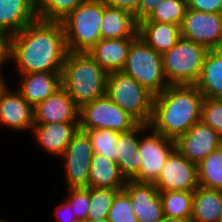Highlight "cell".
Here are the masks:
<instances>
[{
    "label": "cell",
    "instance_id": "1",
    "mask_svg": "<svg viewBox=\"0 0 222 222\" xmlns=\"http://www.w3.org/2000/svg\"><path fill=\"white\" fill-rule=\"evenodd\" d=\"M68 53L61 21L36 18L6 39L5 61L17 74L61 72Z\"/></svg>",
    "mask_w": 222,
    "mask_h": 222
},
{
    "label": "cell",
    "instance_id": "2",
    "mask_svg": "<svg viewBox=\"0 0 222 222\" xmlns=\"http://www.w3.org/2000/svg\"><path fill=\"white\" fill-rule=\"evenodd\" d=\"M204 96L195 85H169L155 95L150 126L176 140L201 120Z\"/></svg>",
    "mask_w": 222,
    "mask_h": 222
},
{
    "label": "cell",
    "instance_id": "3",
    "mask_svg": "<svg viewBox=\"0 0 222 222\" xmlns=\"http://www.w3.org/2000/svg\"><path fill=\"white\" fill-rule=\"evenodd\" d=\"M106 79L107 72L87 52L68 51L61 87L79 108L106 95Z\"/></svg>",
    "mask_w": 222,
    "mask_h": 222
},
{
    "label": "cell",
    "instance_id": "4",
    "mask_svg": "<svg viewBox=\"0 0 222 222\" xmlns=\"http://www.w3.org/2000/svg\"><path fill=\"white\" fill-rule=\"evenodd\" d=\"M103 0H85L61 20L69 52H88L100 39Z\"/></svg>",
    "mask_w": 222,
    "mask_h": 222
},
{
    "label": "cell",
    "instance_id": "5",
    "mask_svg": "<svg viewBox=\"0 0 222 222\" xmlns=\"http://www.w3.org/2000/svg\"><path fill=\"white\" fill-rule=\"evenodd\" d=\"M106 95L138 123H150L155 95L123 71L107 73Z\"/></svg>",
    "mask_w": 222,
    "mask_h": 222
},
{
    "label": "cell",
    "instance_id": "6",
    "mask_svg": "<svg viewBox=\"0 0 222 222\" xmlns=\"http://www.w3.org/2000/svg\"><path fill=\"white\" fill-rule=\"evenodd\" d=\"M209 49L194 41L180 38L162 54L163 72L169 85H194L200 77Z\"/></svg>",
    "mask_w": 222,
    "mask_h": 222
},
{
    "label": "cell",
    "instance_id": "7",
    "mask_svg": "<svg viewBox=\"0 0 222 222\" xmlns=\"http://www.w3.org/2000/svg\"><path fill=\"white\" fill-rule=\"evenodd\" d=\"M122 71L154 95L169 86L163 72L162 54L152 49L139 37L131 43Z\"/></svg>",
    "mask_w": 222,
    "mask_h": 222
},
{
    "label": "cell",
    "instance_id": "8",
    "mask_svg": "<svg viewBox=\"0 0 222 222\" xmlns=\"http://www.w3.org/2000/svg\"><path fill=\"white\" fill-rule=\"evenodd\" d=\"M145 134L144 132L147 133ZM144 137H143V135ZM140 172L132 179L138 182L154 183L168 156L175 149V140L154 131L150 126L139 123Z\"/></svg>",
    "mask_w": 222,
    "mask_h": 222
},
{
    "label": "cell",
    "instance_id": "9",
    "mask_svg": "<svg viewBox=\"0 0 222 222\" xmlns=\"http://www.w3.org/2000/svg\"><path fill=\"white\" fill-rule=\"evenodd\" d=\"M138 122L116 105L107 95L79 108V128L111 129L124 132L133 129Z\"/></svg>",
    "mask_w": 222,
    "mask_h": 222
},
{
    "label": "cell",
    "instance_id": "10",
    "mask_svg": "<svg viewBox=\"0 0 222 222\" xmlns=\"http://www.w3.org/2000/svg\"><path fill=\"white\" fill-rule=\"evenodd\" d=\"M92 156L91 140L85 131L79 129L60 158L64 164L67 188L88 187Z\"/></svg>",
    "mask_w": 222,
    "mask_h": 222
},
{
    "label": "cell",
    "instance_id": "11",
    "mask_svg": "<svg viewBox=\"0 0 222 222\" xmlns=\"http://www.w3.org/2000/svg\"><path fill=\"white\" fill-rule=\"evenodd\" d=\"M181 37L206 46L209 50L222 45V13L186 9L180 26Z\"/></svg>",
    "mask_w": 222,
    "mask_h": 222
},
{
    "label": "cell",
    "instance_id": "12",
    "mask_svg": "<svg viewBox=\"0 0 222 222\" xmlns=\"http://www.w3.org/2000/svg\"><path fill=\"white\" fill-rule=\"evenodd\" d=\"M154 184L159 191H194L199 186L197 165L174 149Z\"/></svg>",
    "mask_w": 222,
    "mask_h": 222
},
{
    "label": "cell",
    "instance_id": "13",
    "mask_svg": "<svg viewBox=\"0 0 222 222\" xmlns=\"http://www.w3.org/2000/svg\"><path fill=\"white\" fill-rule=\"evenodd\" d=\"M220 146L221 136L202 120L175 140V149L196 165Z\"/></svg>",
    "mask_w": 222,
    "mask_h": 222
},
{
    "label": "cell",
    "instance_id": "14",
    "mask_svg": "<svg viewBox=\"0 0 222 222\" xmlns=\"http://www.w3.org/2000/svg\"><path fill=\"white\" fill-rule=\"evenodd\" d=\"M16 132L30 133L34 125L33 107L20 92L11 89L7 82L0 90V126Z\"/></svg>",
    "mask_w": 222,
    "mask_h": 222
},
{
    "label": "cell",
    "instance_id": "15",
    "mask_svg": "<svg viewBox=\"0 0 222 222\" xmlns=\"http://www.w3.org/2000/svg\"><path fill=\"white\" fill-rule=\"evenodd\" d=\"M123 190L138 222H160L163 218L162 200L154 183L126 180Z\"/></svg>",
    "mask_w": 222,
    "mask_h": 222
},
{
    "label": "cell",
    "instance_id": "16",
    "mask_svg": "<svg viewBox=\"0 0 222 222\" xmlns=\"http://www.w3.org/2000/svg\"><path fill=\"white\" fill-rule=\"evenodd\" d=\"M79 129V122L34 123L30 133L45 153L60 158Z\"/></svg>",
    "mask_w": 222,
    "mask_h": 222
},
{
    "label": "cell",
    "instance_id": "17",
    "mask_svg": "<svg viewBox=\"0 0 222 222\" xmlns=\"http://www.w3.org/2000/svg\"><path fill=\"white\" fill-rule=\"evenodd\" d=\"M34 123L79 122V107L61 87L33 108Z\"/></svg>",
    "mask_w": 222,
    "mask_h": 222
},
{
    "label": "cell",
    "instance_id": "18",
    "mask_svg": "<svg viewBox=\"0 0 222 222\" xmlns=\"http://www.w3.org/2000/svg\"><path fill=\"white\" fill-rule=\"evenodd\" d=\"M36 18L34 0H0V35L5 40Z\"/></svg>",
    "mask_w": 222,
    "mask_h": 222
},
{
    "label": "cell",
    "instance_id": "19",
    "mask_svg": "<svg viewBox=\"0 0 222 222\" xmlns=\"http://www.w3.org/2000/svg\"><path fill=\"white\" fill-rule=\"evenodd\" d=\"M17 90L34 108L61 88V72H34L19 74Z\"/></svg>",
    "mask_w": 222,
    "mask_h": 222
},
{
    "label": "cell",
    "instance_id": "20",
    "mask_svg": "<svg viewBox=\"0 0 222 222\" xmlns=\"http://www.w3.org/2000/svg\"><path fill=\"white\" fill-rule=\"evenodd\" d=\"M136 38L100 39L87 53L107 72L122 71Z\"/></svg>",
    "mask_w": 222,
    "mask_h": 222
},
{
    "label": "cell",
    "instance_id": "21",
    "mask_svg": "<svg viewBox=\"0 0 222 222\" xmlns=\"http://www.w3.org/2000/svg\"><path fill=\"white\" fill-rule=\"evenodd\" d=\"M116 162L125 180H132L141 167L139 154V123L131 130L119 132L116 144Z\"/></svg>",
    "mask_w": 222,
    "mask_h": 222
},
{
    "label": "cell",
    "instance_id": "22",
    "mask_svg": "<svg viewBox=\"0 0 222 222\" xmlns=\"http://www.w3.org/2000/svg\"><path fill=\"white\" fill-rule=\"evenodd\" d=\"M138 22L124 9L107 5L103 0V18L100 25L101 39L137 38Z\"/></svg>",
    "mask_w": 222,
    "mask_h": 222
},
{
    "label": "cell",
    "instance_id": "23",
    "mask_svg": "<svg viewBox=\"0 0 222 222\" xmlns=\"http://www.w3.org/2000/svg\"><path fill=\"white\" fill-rule=\"evenodd\" d=\"M138 37L155 51H169L181 38L180 25L167 22L139 21Z\"/></svg>",
    "mask_w": 222,
    "mask_h": 222
},
{
    "label": "cell",
    "instance_id": "24",
    "mask_svg": "<svg viewBox=\"0 0 222 222\" xmlns=\"http://www.w3.org/2000/svg\"><path fill=\"white\" fill-rule=\"evenodd\" d=\"M194 85L204 97L222 99V55L216 49L206 54L200 77Z\"/></svg>",
    "mask_w": 222,
    "mask_h": 222
},
{
    "label": "cell",
    "instance_id": "25",
    "mask_svg": "<svg viewBox=\"0 0 222 222\" xmlns=\"http://www.w3.org/2000/svg\"><path fill=\"white\" fill-rule=\"evenodd\" d=\"M126 180L121 175L117 162L93 153L90 162L89 184L91 188L123 190Z\"/></svg>",
    "mask_w": 222,
    "mask_h": 222
},
{
    "label": "cell",
    "instance_id": "26",
    "mask_svg": "<svg viewBox=\"0 0 222 222\" xmlns=\"http://www.w3.org/2000/svg\"><path fill=\"white\" fill-rule=\"evenodd\" d=\"M222 217V190L198 186L193 191L192 222H219Z\"/></svg>",
    "mask_w": 222,
    "mask_h": 222
},
{
    "label": "cell",
    "instance_id": "27",
    "mask_svg": "<svg viewBox=\"0 0 222 222\" xmlns=\"http://www.w3.org/2000/svg\"><path fill=\"white\" fill-rule=\"evenodd\" d=\"M200 187L222 190V147L209 153L197 164Z\"/></svg>",
    "mask_w": 222,
    "mask_h": 222
},
{
    "label": "cell",
    "instance_id": "28",
    "mask_svg": "<svg viewBox=\"0 0 222 222\" xmlns=\"http://www.w3.org/2000/svg\"><path fill=\"white\" fill-rule=\"evenodd\" d=\"M163 215L191 219L193 191H159Z\"/></svg>",
    "mask_w": 222,
    "mask_h": 222
},
{
    "label": "cell",
    "instance_id": "29",
    "mask_svg": "<svg viewBox=\"0 0 222 222\" xmlns=\"http://www.w3.org/2000/svg\"><path fill=\"white\" fill-rule=\"evenodd\" d=\"M85 0H34L37 18L61 21Z\"/></svg>",
    "mask_w": 222,
    "mask_h": 222
},
{
    "label": "cell",
    "instance_id": "30",
    "mask_svg": "<svg viewBox=\"0 0 222 222\" xmlns=\"http://www.w3.org/2000/svg\"><path fill=\"white\" fill-rule=\"evenodd\" d=\"M187 9V0H165L141 21L167 22L181 26Z\"/></svg>",
    "mask_w": 222,
    "mask_h": 222
},
{
    "label": "cell",
    "instance_id": "31",
    "mask_svg": "<svg viewBox=\"0 0 222 222\" xmlns=\"http://www.w3.org/2000/svg\"><path fill=\"white\" fill-rule=\"evenodd\" d=\"M85 132L88 134L93 153L99 154L107 159L116 162V139L119 134L118 131L111 129H87Z\"/></svg>",
    "mask_w": 222,
    "mask_h": 222
},
{
    "label": "cell",
    "instance_id": "32",
    "mask_svg": "<svg viewBox=\"0 0 222 222\" xmlns=\"http://www.w3.org/2000/svg\"><path fill=\"white\" fill-rule=\"evenodd\" d=\"M119 191L111 188L90 187V205L87 219H107L114 197Z\"/></svg>",
    "mask_w": 222,
    "mask_h": 222
},
{
    "label": "cell",
    "instance_id": "33",
    "mask_svg": "<svg viewBox=\"0 0 222 222\" xmlns=\"http://www.w3.org/2000/svg\"><path fill=\"white\" fill-rule=\"evenodd\" d=\"M107 220L109 222H138L130 205V197L124 190L115 195Z\"/></svg>",
    "mask_w": 222,
    "mask_h": 222
},
{
    "label": "cell",
    "instance_id": "34",
    "mask_svg": "<svg viewBox=\"0 0 222 222\" xmlns=\"http://www.w3.org/2000/svg\"><path fill=\"white\" fill-rule=\"evenodd\" d=\"M67 200L71 205L73 214L79 222L87 220V212L90 205V187L67 188Z\"/></svg>",
    "mask_w": 222,
    "mask_h": 222
},
{
    "label": "cell",
    "instance_id": "35",
    "mask_svg": "<svg viewBox=\"0 0 222 222\" xmlns=\"http://www.w3.org/2000/svg\"><path fill=\"white\" fill-rule=\"evenodd\" d=\"M201 120L222 136V99L204 97Z\"/></svg>",
    "mask_w": 222,
    "mask_h": 222
},
{
    "label": "cell",
    "instance_id": "36",
    "mask_svg": "<svg viewBox=\"0 0 222 222\" xmlns=\"http://www.w3.org/2000/svg\"><path fill=\"white\" fill-rule=\"evenodd\" d=\"M187 8L206 13H222V0H187Z\"/></svg>",
    "mask_w": 222,
    "mask_h": 222
},
{
    "label": "cell",
    "instance_id": "37",
    "mask_svg": "<svg viewBox=\"0 0 222 222\" xmlns=\"http://www.w3.org/2000/svg\"><path fill=\"white\" fill-rule=\"evenodd\" d=\"M64 203H60L55 207V215L57 222H79L76 216L73 214L71 205L67 199Z\"/></svg>",
    "mask_w": 222,
    "mask_h": 222
},
{
    "label": "cell",
    "instance_id": "38",
    "mask_svg": "<svg viewBox=\"0 0 222 222\" xmlns=\"http://www.w3.org/2000/svg\"><path fill=\"white\" fill-rule=\"evenodd\" d=\"M165 0H141L137 12L134 14L137 22L146 19Z\"/></svg>",
    "mask_w": 222,
    "mask_h": 222
},
{
    "label": "cell",
    "instance_id": "39",
    "mask_svg": "<svg viewBox=\"0 0 222 222\" xmlns=\"http://www.w3.org/2000/svg\"><path fill=\"white\" fill-rule=\"evenodd\" d=\"M141 0H104V2L112 7L124 9L133 15L137 12Z\"/></svg>",
    "mask_w": 222,
    "mask_h": 222
},
{
    "label": "cell",
    "instance_id": "40",
    "mask_svg": "<svg viewBox=\"0 0 222 222\" xmlns=\"http://www.w3.org/2000/svg\"><path fill=\"white\" fill-rule=\"evenodd\" d=\"M6 40L0 35V67L7 65L5 61Z\"/></svg>",
    "mask_w": 222,
    "mask_h": 222
},
{
    "label": "cell",
    "instance_id": "41",
    "mask_svg": "<svg viewBox=\"0 0 222 222\" xmlns=\"http://www.w3.org/2000/svg\"><path fill=\"white\" fill-rule=\"evenodd\" d=\"M160 222H192L191 219L163 216Z\"/></svg>",
    "mask_w": 222,
    "mask_h": 222
},
{
    "label": "cell",
    "instance_id": "42",
    "mask_svg": "<svg viewBox=\"0 0 222 222\" xmlns=\"http://www.w3.org/2000/svg\"><path fill=\"white\" fill-rule=\"evenodd\" d=\"M3 74L4 73H2V67H0V90L7 82L6 79H4L5 77L3 76Z\"/></svg>",
    "mask_w": 222,
    "mask_h": 222
},
{
    "label": "cell",
    "instance_id": "43",
    "mask_svg": "<svg viewBox=\"0 0 222 222\" xmlns=\"http://www.w3.org/2000/svg\"><path fill=\"white\" fill-rule=\"evenodd\" d=\"M84 222H109L107 219H87Z\"/></svg>",
    "mask_w": 222,
    "mask_h": 222
},
{
    "label": "cell",
    "instance_id": "44",
    "mask_svg": "<svg viewBox=\"0 0 222 222\" xmlns=\"http://www.w3.org/2000/svg\"><path fill=\"white\" fill-rule=\"evenodd\" d=\"M216 50L222 55V45Z\"/></svg>",
    "mask_w": 222,
    "mask_h": 222
}]
</instances>
